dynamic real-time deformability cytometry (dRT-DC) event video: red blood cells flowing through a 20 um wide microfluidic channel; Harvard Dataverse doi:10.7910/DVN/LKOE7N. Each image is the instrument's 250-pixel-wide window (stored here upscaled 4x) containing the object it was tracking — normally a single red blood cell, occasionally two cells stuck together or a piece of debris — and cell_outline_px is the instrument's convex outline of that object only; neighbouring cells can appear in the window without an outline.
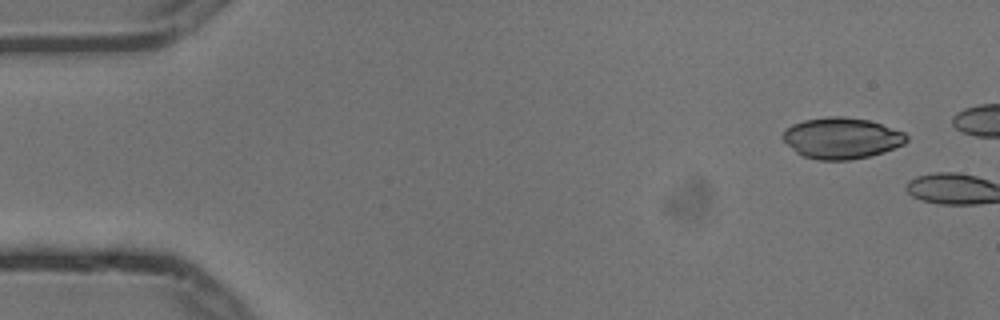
{"species": "common noctule bat (a hibernating species)", "species_latin": "Nyctalus noctula", "temperature_condition": "cold", "stored_images_in_passage": 2, "camera_frame_rate_fps": 3000, "um_per_image_px": 0.085, "animal": {"sex": "male", "body_mass_g": 13.3}, "frame": {"image": 1, "passage_image": 1, "time_ms": 0.0, "image_size_px": [1000, 320], "cell_outline_px": [[908, 140], [904, 144], [884, 152], [868, 156], [848, 160], [816, 160], [804, 156], [796, 152], [780, 136], [784, 128], [792, 124], [804, 120], [828, 116], [844, 116], [868, 120], [904, 132], [908, 136]], "centroid_in_image_um": [71.51, 11.74], "position_along_channel_um": 13.5, "area_um2": 29.71}}